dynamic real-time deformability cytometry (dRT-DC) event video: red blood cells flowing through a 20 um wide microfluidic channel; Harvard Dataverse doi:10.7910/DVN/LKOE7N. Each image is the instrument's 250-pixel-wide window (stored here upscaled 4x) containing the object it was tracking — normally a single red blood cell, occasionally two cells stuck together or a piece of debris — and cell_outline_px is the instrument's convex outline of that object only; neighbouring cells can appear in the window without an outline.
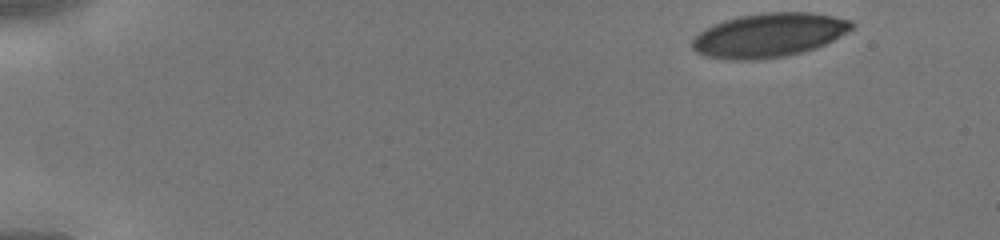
{"species": "human", "species_latin": "Homo sapiens", "temperature_condition": "cold", "stored_images_in_passage": 41, "camera_frame_rate_fps": 3000, "um_per_image_px": 0.085, "donor": {"sex": "male"}, "frame": {"image": 1, "passage_image": 1, "time_ms": 0.0, "image_size_px": [1000, 240], "cell_outline_px": [[856, 24], [848, 32], [816, 48], [784, 56], [756, 60], [732, 60], [708, 56], [696, 52], [692, 48], [692, 40], [704, 28], [712, 24], [724, 20], [740, 16], [764, 12], [812, 12], [852, 20]], "centroid_in_image_um": [65.36, 2.98], "position_along_channel_um": 19.6, "area_um2": 40.92}}
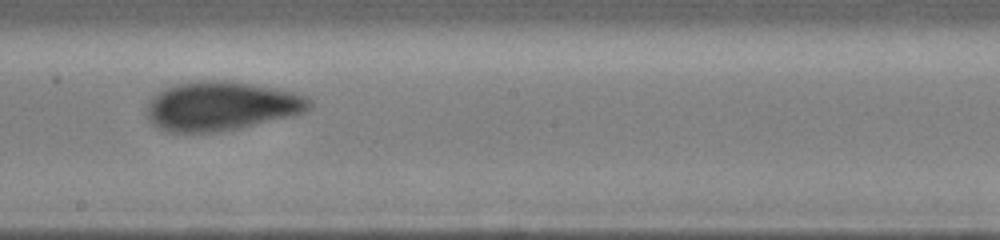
{"frame": {"image": 2, "passage_image": 23, "time_ms": 7.333, "image_size_px": [1000, 240], "cell_outline_px": [[312, 108], [304, 112], [292, 116], [240, 128], [216, 132], [168, 132], [152, 124], [148, 116], [148, 104], [152, 96], [164, 88], [176, 84], [204, 80], [228, 80], [276, 88], [296, 92], [308, 96], [312, 100]], "centroid_in_image_um": [18.86, 9.01], "position_along_channel_um": 229.3, "area_um2": 46.76}}
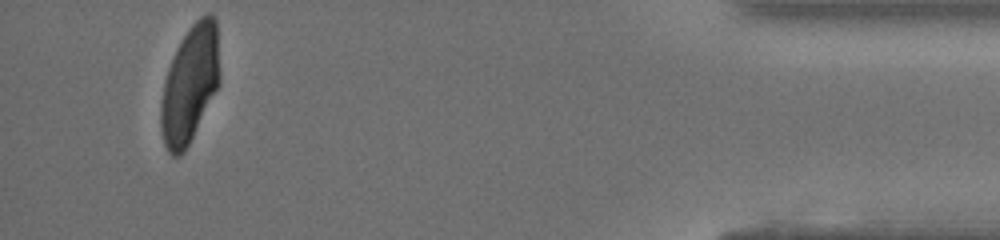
{"frame": {"image": 3, "passage_image": 39, "time_ms": 12.667, "image_size_px": [1000, 240], "cell_outline_px": [[220, 80], [184, 152], [180, 156], [172, 156], [168, 152], [164, 144], [160, 128], [160, 104], [164, 80], [168, 68], [176, 48], [180, 40], [188, 28], [200, 16], [208, 12], [216, 20], [220, 72]], "centroid_in_image_um": [16.11, 7.13], "position_along_channel_um": 419.1, "area_um2": 39.94}}